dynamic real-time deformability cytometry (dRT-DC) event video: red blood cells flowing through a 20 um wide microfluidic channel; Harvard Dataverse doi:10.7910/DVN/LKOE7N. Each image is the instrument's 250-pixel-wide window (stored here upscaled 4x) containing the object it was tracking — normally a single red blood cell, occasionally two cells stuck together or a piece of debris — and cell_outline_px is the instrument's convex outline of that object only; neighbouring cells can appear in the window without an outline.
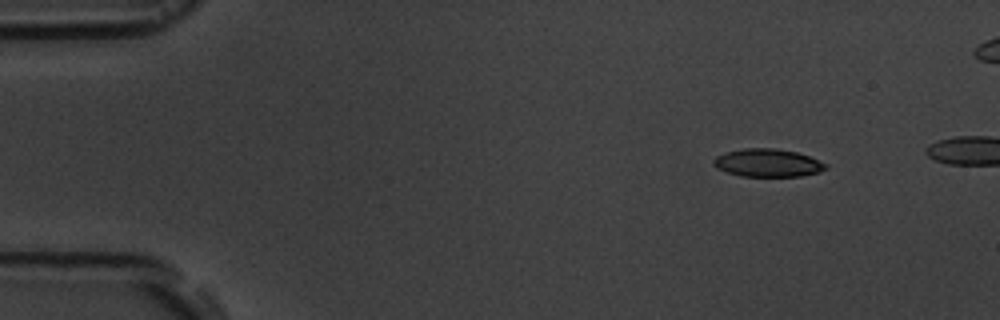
{"species": "common noctule bat (a hibernating species)", "species_latin": "Nyctalus noctula", "temperature_condition": "room temperature", "stored_images_in_passage": 5, "camera_frame_rate_fps": 3000, "um_per_image_px": 0.085, "animal": {"sex": "male", "body_mass_g": 19.5, "forearm_length_mm": 54.6}, "frame": {"image": 1, "passage_image": 1, "time_ms": 0.0, "image_size_px": [1000, 320], "cell_outline_px": [[828, 168], [820, 172], [800, 176], [740, 176], [716, 168], [712, 164], [712, 160], [716, 156], [724, 152], [744, 148], [776, 148], [796, 152], [808, 156], [828, 164]], "centroid_in_image_um": [65.24, 13.84], "position_along_channel_um": 19.8, "area_um2": 18.38}}